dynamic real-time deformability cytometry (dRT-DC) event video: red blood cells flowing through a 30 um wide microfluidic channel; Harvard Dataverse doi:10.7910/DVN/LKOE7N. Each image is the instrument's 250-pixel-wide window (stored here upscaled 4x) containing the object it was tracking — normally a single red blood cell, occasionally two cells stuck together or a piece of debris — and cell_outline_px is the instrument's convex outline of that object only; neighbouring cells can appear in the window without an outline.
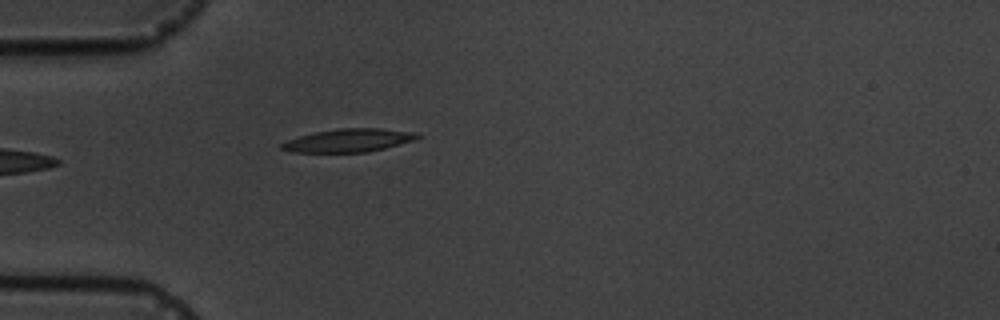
{"species": "common noctule bat (a hibernating species)", "species_latin": "Nyctalus noctula", "temperature_condition": "cold", "stored_images_in_passage": 5, "camera_frame_rate_fps": 3000, "um_per_image_px": 0.085, "animal": {"sex": "male", "body_mass_g": 19.5, "forearm_length_mm": 54.6}, "frame": {"image": 1, "passage_image": 5, "time_ms": 5.333, "image_size_px": [1000, 320], "cell_outline_px": [[420, 136], [416, 140], [368, 152], [292, 152], [280, 148], [280, 144], [288, 140], [300, 136], [316, 132], [340, 128], [380, 128], [416, 132]], "centroid_in_image_um": [29.66, 11.93], "position_along_channel_um": 55.3, "area_um2": 18.21}}